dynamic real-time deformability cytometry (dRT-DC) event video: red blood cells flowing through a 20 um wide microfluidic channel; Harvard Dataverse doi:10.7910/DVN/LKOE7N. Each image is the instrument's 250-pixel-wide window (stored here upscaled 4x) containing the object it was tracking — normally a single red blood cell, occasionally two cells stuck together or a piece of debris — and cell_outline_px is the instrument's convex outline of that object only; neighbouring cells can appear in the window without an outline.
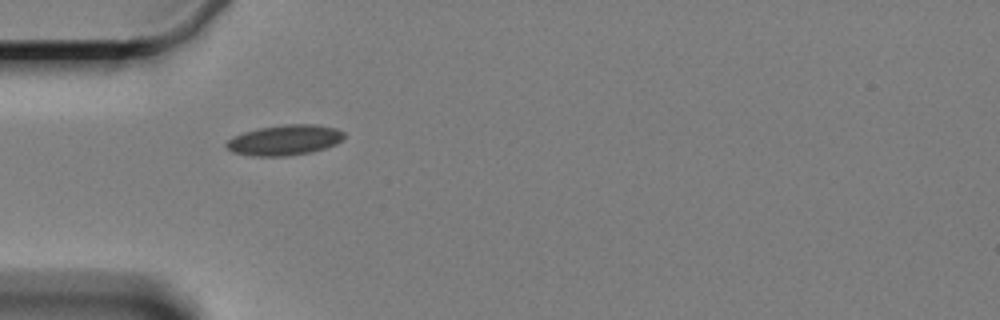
{"species": "Egyptian fruit bat (a non-hibernating species)", "species_latin": "Rousettus aegyptiacus", "temperature_condition": "cold", "stored_images_in_passage": 2, "camera_frame_rate_fps": 3000, "um_per_image_px": 0.085, "animal": {"sex": "female"}, "frame": {"image": 1, "passage_image": 1, "time_ms": 0.0, "image_size_px": [1000, 320], "cell_outline_px": [[344, 140], [336, 144], [312, 152], [288, 156], [252, 156], [232, 152], [224, 144], [232, 136], [244, 132], [260, 128], [284, 124], [316, 124], [336, 128], [344, 132]], "centroid_in_image_um": [24.21, 11.91], "position_along_channel_um": 60.8, "area_um2": 20.98}}
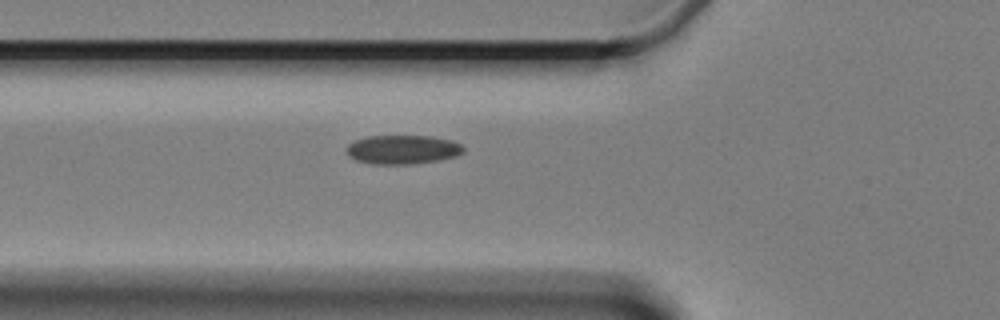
{"frame": {"image": 2, "passage_image": 2, "time_ms": 1.0, "image_size_px": [1000, 320], "cell_outline_px": [[464, 152], [456, 156], [436, 160], [408, 164], [376, 164], [356, 160], [348, 156], [348, 144], [356, 140], [368, 136], [432, 136], [452, 140], [460, 144], [464, 148]], "centroid_in_image_um": [34.24, 12.7], "position_along_channel_um": 91.6, "area_um2": 19.54}}